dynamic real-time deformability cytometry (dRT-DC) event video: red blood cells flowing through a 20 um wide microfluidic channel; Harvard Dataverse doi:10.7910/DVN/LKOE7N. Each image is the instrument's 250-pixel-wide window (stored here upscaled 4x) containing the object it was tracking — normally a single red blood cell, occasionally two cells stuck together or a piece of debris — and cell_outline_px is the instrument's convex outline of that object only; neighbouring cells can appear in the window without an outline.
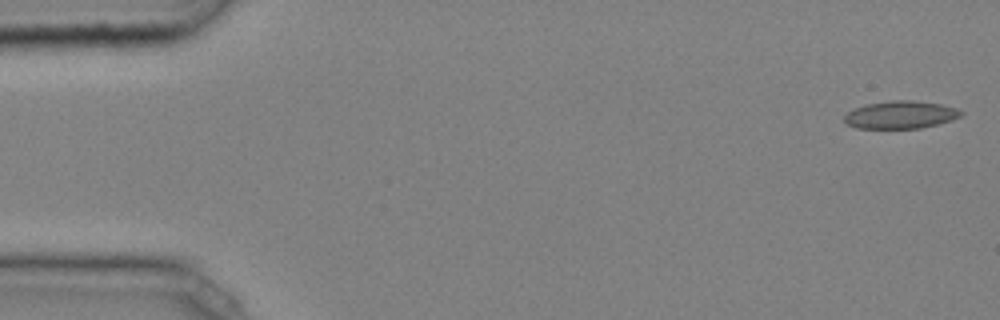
{"species": "common noctule bat (a hibernating species)", "species_latin": "Nyctalus noctula", "temperature_condition": "cold", "stored_images_in_passage": 45, "camera_frame_rate_fps": 3000, "um_per_image_px": 0.085, "animal": {"sex": "male", "body_mass_g": 20.4}, "frame": {"image": 1, "passage_image": 1, "time_ms": 0.0, "image_size_px": [1000, 320], "cell_outline_px": [[964, 112], [960, 116], [952, 120], [940, 124], [920, 128], [856, 128], [848, 124], [844, 120], [844, 116], [848, 112], [856, 108], [868, 104], [892, 100], [912, 100], [940, 104], [960, 108]], "centroid_in_image_um": [76.61, 9.76], "position_along_channel_um": 8.4, "area_um2": 18.79}}
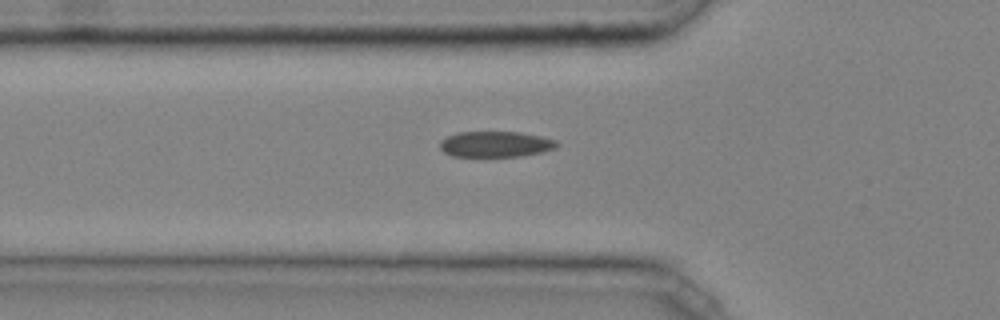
{"frame": {"image": 2, "passage_image": 16, "time_ms": 5.0, "image_size_px": [1000, 320], "cell_outline_px": [[560, 144], [556, 148], [544, 152], [520, 156], [452, 156], [444, 152], [440, 148], [440, 140], [456, 132], [520, 132], [540, 136], [556, 140]], "centroid_in_image_um": [42.14, 12.25], "position_along_channel_um": 83.7, "area_um2": 17.63}}
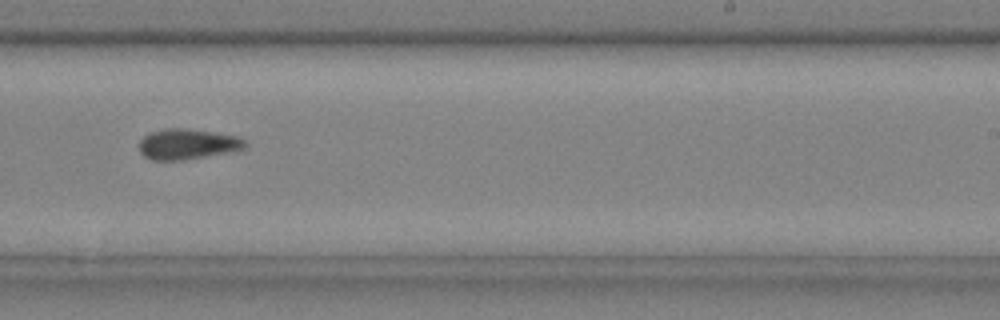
{"frame": {"image": 3, "passage_image": 30, "time_ms": 9.667, "image_size_px": [1000, 320], "cell_outline_px": [[248, 148], [236, 152], [184, 160], [152, 160], [144, 156], [140, 152], [140, 140], [148, 132], [164, 128], [188, 128], [216, 132], [240, 136], [248, 140]], "centroid_in_image_um": [16.04, 12.24], "position_along_channel_um": 273.0, "area_um2": 19.59}, "authors_computed_cell_mechanics": {"area_um2": 18.7272, "velocity_mm_per_s": 4.0551, "shape_relaxation_time_tau1_ms": 3.2162, "shape_relaxation_time_tau2_ms": 6.3395, "deformation_change_tau1": 0.0901, "deformation_change_tau2": 0.111}}